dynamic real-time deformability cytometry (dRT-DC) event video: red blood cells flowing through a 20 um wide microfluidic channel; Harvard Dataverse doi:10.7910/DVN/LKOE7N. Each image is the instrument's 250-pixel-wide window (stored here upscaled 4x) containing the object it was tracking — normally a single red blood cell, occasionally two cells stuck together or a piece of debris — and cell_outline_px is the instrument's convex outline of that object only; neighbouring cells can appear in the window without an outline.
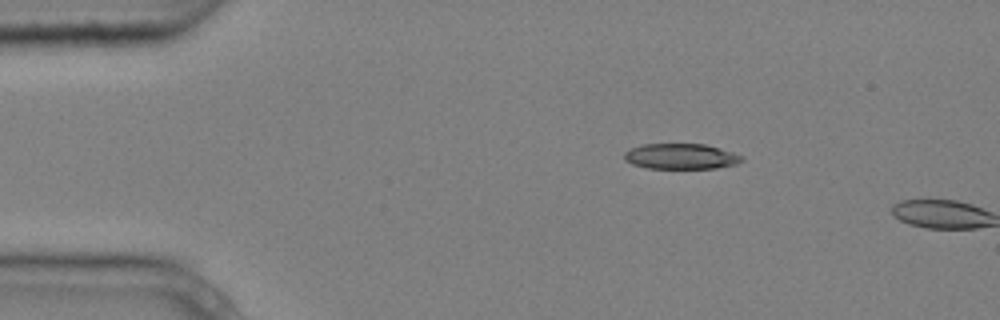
{"species": "common noctule bat (a hibernating species)", "species_latin": "Nyctalus noctula", "temperature_condition": "cold", "stored_images_in_passage": 2, "camera_frame_rate_fps": 3000, "um_per_image_px": 0.085, "animal": {"sex": "male", "body_mass_g": 20.4}, "frame": {"image": 1, "passage_image": 1, "time_ms": 0.0, "image_size_px": [1000, 320], "cell_outline_px": [[744, 160], [736, 164], [716, 168], [648, 168], [632, 164], [624, 160], [624, 152], [632, 148], [644, 144], [704, 144], [720, 148], [744, 156]], "centroid_in_image_um": [57.89, 13.29], "position_along_channel_um": 27.1, "area_um2": 17.46}}